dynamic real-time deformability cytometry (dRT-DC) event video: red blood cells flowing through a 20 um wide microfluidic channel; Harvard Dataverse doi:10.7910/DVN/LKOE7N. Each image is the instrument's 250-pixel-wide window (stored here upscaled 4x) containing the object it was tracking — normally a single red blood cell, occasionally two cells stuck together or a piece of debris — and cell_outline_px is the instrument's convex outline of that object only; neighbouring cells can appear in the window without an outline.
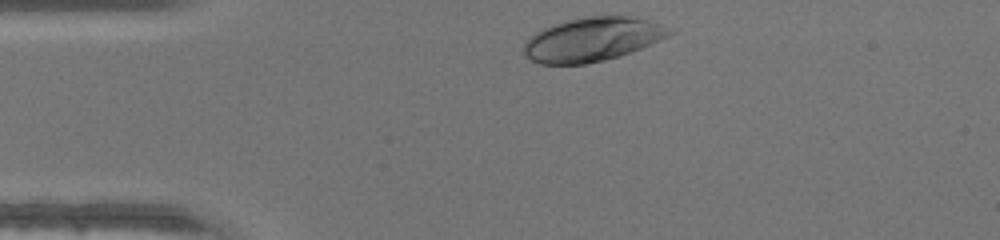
{"species": "human", "species_latin": "Homo sapiens", "temperature_condition": "warm", "stored_images_in_passage": 29, "camera_frame_rate_fps": 3000, "um_per_image_px": 0.085, "donor": {"sex": "male"}, "frame": {"image": 1, "passage_image": 1, "time_ms": 0.0, "image_size_px": [1000, 240], "cell_outline_px": [[676, 32], [668, 36], [640, 48], [620, 56], [604, 60], [584, 64], [540, 64], [524, 56], [524, 44], [536, 32], [552, 24], [568, 20], [588, 16], [628, 16], [648, 20], [660, 24]], "centroid_in_image_um": [50.34, 3.35], "position_along_channel_um": 34.7, "area_um2": 36.88}}
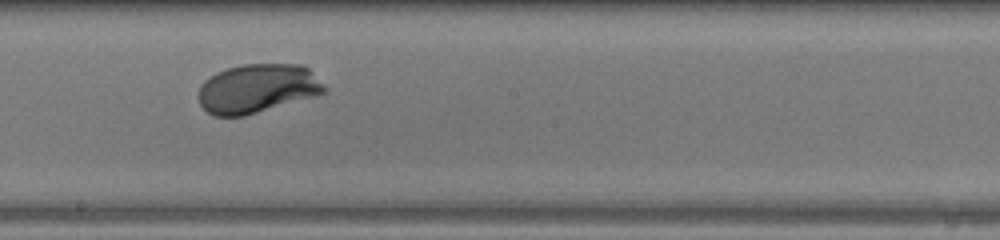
{"frame": {"image": 2, "passage_image": 17, "time_ms": 5.333, "image_size_px": [1000, 240], "cell_outline_px": [[328, 88], [324, 92], [316, 96], [244, 116], [212, 116], [200, 104], [196, 96], [200, 84], [204, 80], [216, 72], [228, 68], [244, 64], [300, 64], [308, 68]], "centroid_in_image_um": [21.85, 7.52], "position_along_channel_um": 226.4, "area_um2": 36.18}}
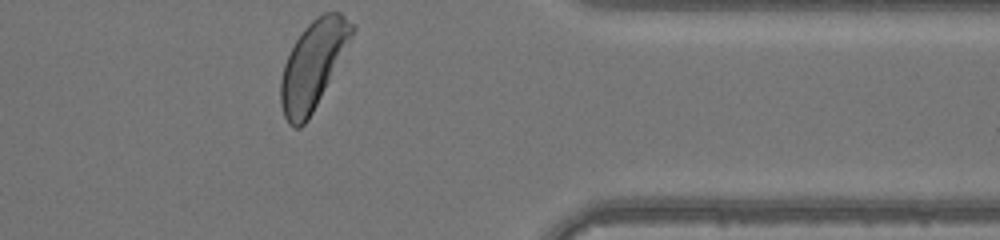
{"frame": {"image": 3, "passage_image": 29, "time_ms": 9.333, "image_size_px": [1000, 240], "cell_outline_px": [[356, 28], [352, 36], [308, 120], [300, 128], [292, 128], [288, 124], [284, 116], [280, 104], [280, 80], [284, 64], [296, 40], [304, 28], [316, 16], [324, 12], [340, 12]], "centroid_in_image_um": [26.56, 5.53], "position_along_channel_um": 384.8, "area_um2": 35.6}}